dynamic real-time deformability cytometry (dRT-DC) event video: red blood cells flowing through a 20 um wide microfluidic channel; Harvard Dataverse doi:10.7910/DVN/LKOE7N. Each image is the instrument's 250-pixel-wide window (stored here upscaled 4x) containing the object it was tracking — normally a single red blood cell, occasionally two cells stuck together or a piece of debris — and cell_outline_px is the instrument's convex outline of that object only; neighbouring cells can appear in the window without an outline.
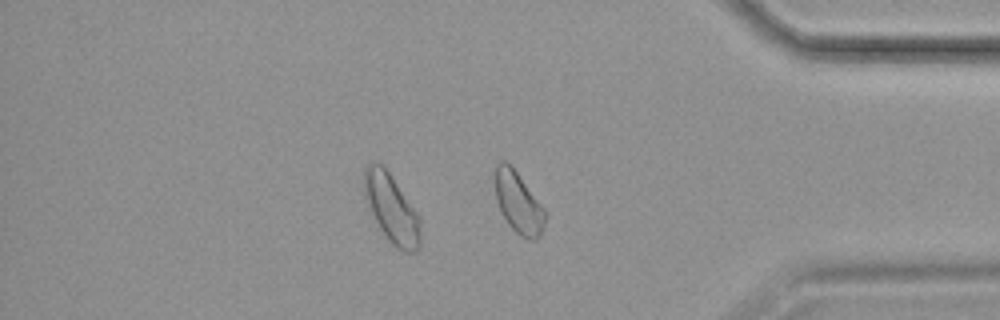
{"species": "common noctule bat (a hibernating species)", "species_latin": "Nyctalus noctula", "temperature_condition": "cold", "stored_images_in_passage": 32, "camera_frame_rate_fps": 3000, "um_per_image_px": 0.085, "animal": {"sex": "female", "body_mass_g": 19.9}, "frame": {"image": 1, "passage_image": 32, "time_ms": 10.333, "image_size_px": [1000, 320], "cell_outline_px": [[548, 216], [544, 228], [540, 236], [536, 240], [528, 240], [520, 236], [508, 224], [496, 200], [496, 164], [500, 160], [504, 160], [512, 164], [548, 212]], "centroid_in_image_um": [44.13, 17.23], "position_along_channel_um": 391.1, "area_um2": 18.38}}